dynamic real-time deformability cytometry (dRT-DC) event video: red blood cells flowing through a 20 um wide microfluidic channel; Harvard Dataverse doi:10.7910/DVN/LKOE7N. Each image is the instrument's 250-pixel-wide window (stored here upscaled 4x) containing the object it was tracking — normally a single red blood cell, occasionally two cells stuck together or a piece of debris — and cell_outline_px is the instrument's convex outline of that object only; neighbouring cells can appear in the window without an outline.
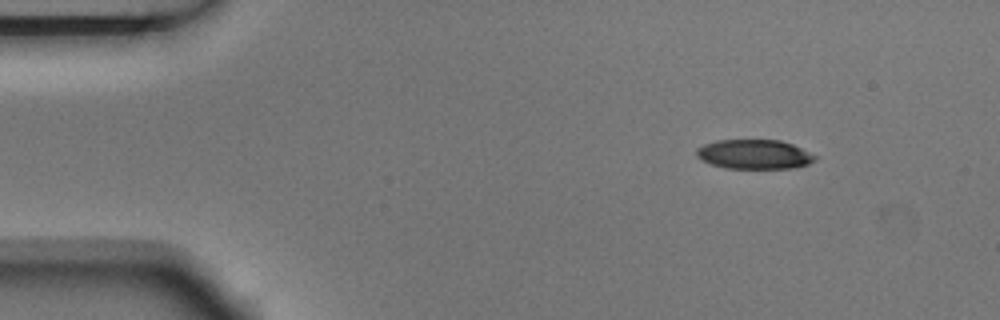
{"species": "Egyptian fruit bat (a non-hibernating species)", "species_latin": "Rousettus aegyptiacus", "temperature_condition": "room temperature", "stored_images_in_passage": 5, "segment_of_instrument_passage": [2, 2], "camera_frame_rate_fps": 3000, "um_per_image_px": 0.085, "animal": {"sex": "male"}, "frame": {"image": 1, "passage_image": 5, "time_ms": 1.333, "image_size_px": [1000, 320], "cell_outline_px": [[816, 160], [808, 164], [796, 168], [724, 168], [700, 160], [696, 156], [696, 148], [704, 144], [716, 140], [780, 140], [792, 144], [816, 156]], "centroid_in_image_um": [64.08, 13.12], "position_along_channel_um": 20.9, "area_um2": 20.35}}